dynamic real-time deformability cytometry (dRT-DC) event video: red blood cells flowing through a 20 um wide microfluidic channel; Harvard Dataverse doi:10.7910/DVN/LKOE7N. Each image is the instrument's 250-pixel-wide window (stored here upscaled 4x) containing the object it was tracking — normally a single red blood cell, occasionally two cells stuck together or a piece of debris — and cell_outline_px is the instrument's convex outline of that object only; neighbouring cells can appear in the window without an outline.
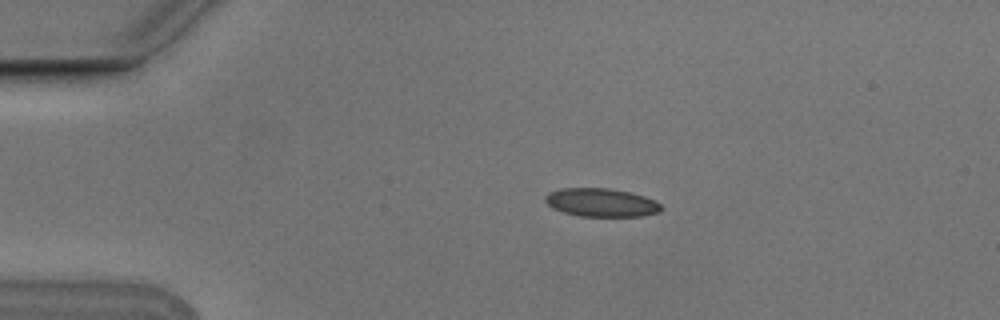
{"species": "Egyptian fruit bat (a non-hibernating species)", "species_latin": "Rousettus aegyptiacus", "temperature_condition": "cold", "stored_images_in_passage": 4, "camera_frame_rate_fps": 3000, "um_per_image_px": 0.085, "animal": {"sex": "male"}, "frame": {"image": 1, "passage_image": 2, "time_ms": 0.333, "image_size_px": [1000, 320], "cell_outline_px": [[664, 208], [660, 212], [644, 216], [580, 216], [564, 212], [552, 208], [544, 200], [544, 196], [548, 192], [560, 188], [612, 188], [632, 192], [644, 196], [660, 204]], "centroid_in_image_um": [51.11, 17.21], "position_along_channel_um": 33.9, "area_um2": 19.36}}